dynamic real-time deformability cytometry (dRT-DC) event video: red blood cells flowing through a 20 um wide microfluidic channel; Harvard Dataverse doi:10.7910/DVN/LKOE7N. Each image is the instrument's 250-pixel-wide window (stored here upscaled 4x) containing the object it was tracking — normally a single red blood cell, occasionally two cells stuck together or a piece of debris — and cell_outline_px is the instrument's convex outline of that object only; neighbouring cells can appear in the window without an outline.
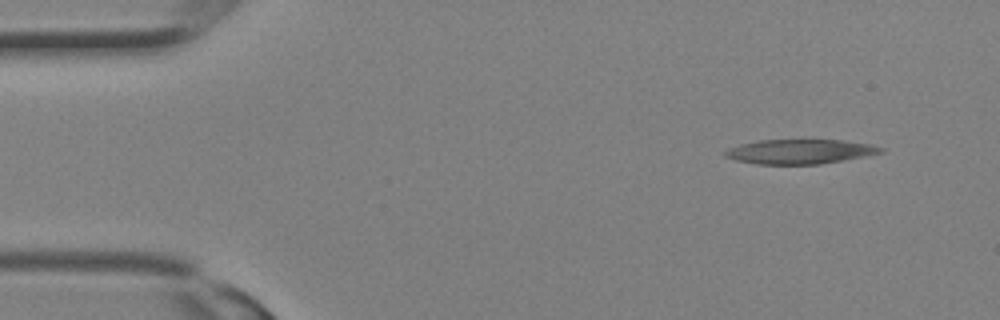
{"species": "Egyptian fruit bat (a non-hibernating species)", "species_latin": "Rousettus aegyptiacus", "temperature_condition": "room temperature", "stored_images_in_passage": 13, "camera_frame_rate_fps": 3000, "um_per_image_px": 0.085, "animal": {"sex": "female"}, "frame": {"image": 1, "passage_image": 1, "time_ms": 0.0, "image_size_px": [1000, 320], "cell_outline_px": [[884, 152], [864, 156], [820, 164], [756, 164], [736, 160], [724, 156], [724, 152], [728, 148], [740, 144], [760, 140], [844, 140], [872, 144], [884, 148]], "centroid_in_image_um": [68.0, 12.88], "position_along_channel_um": 17.0, "area_um2": 22.2}}
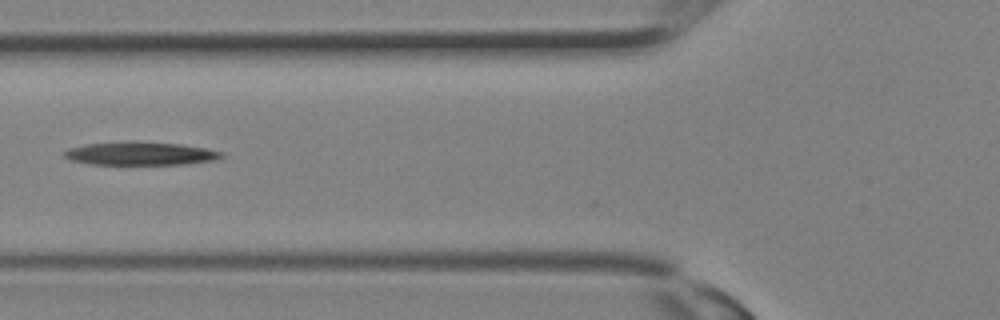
{"frame": {"image": 2, "passage_image": 10, "time_ms": 3.0, "image_size_px": [1000, 320], "cell_outline_px": [[224, 156], [220, 160], [188, 164], [88, 164], [72, 160], [64, 156], [60, 152], [68, 148], [84, 144], [180, 144], [204, 148], [224, 152]], "centroid_in_image_um": [11.99, 13.1], "position_along_channel_um": 113.8, "area_um2": 20.4}}
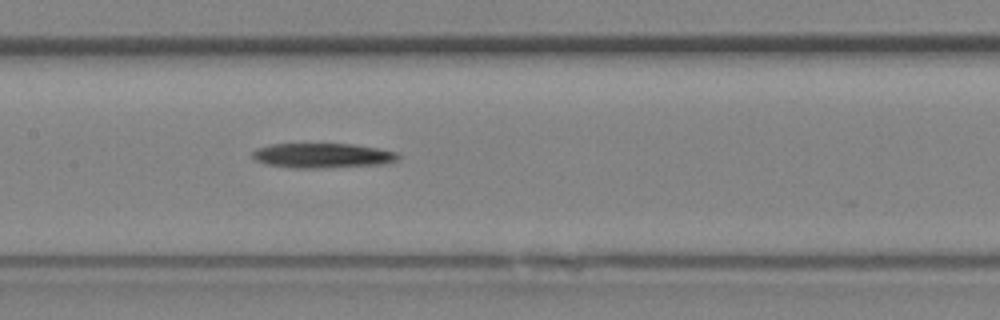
{"frame": {"image": 3, "passage_image": 13, "time_ms": 4.0, "image_size_px": [1000, 320], "cell_outline_px": [[400, 160], [384, 164], [320, 168], [288, 168], [264, 164], [256, 160], [252, 156], [252, 152], [256, 148], [272, 144], [352, 144], [400, 152]], "centroid_in_image_um": [27.43, 13.23], "position_along_channel_um": 180.0, "area_um2": 21.27}}